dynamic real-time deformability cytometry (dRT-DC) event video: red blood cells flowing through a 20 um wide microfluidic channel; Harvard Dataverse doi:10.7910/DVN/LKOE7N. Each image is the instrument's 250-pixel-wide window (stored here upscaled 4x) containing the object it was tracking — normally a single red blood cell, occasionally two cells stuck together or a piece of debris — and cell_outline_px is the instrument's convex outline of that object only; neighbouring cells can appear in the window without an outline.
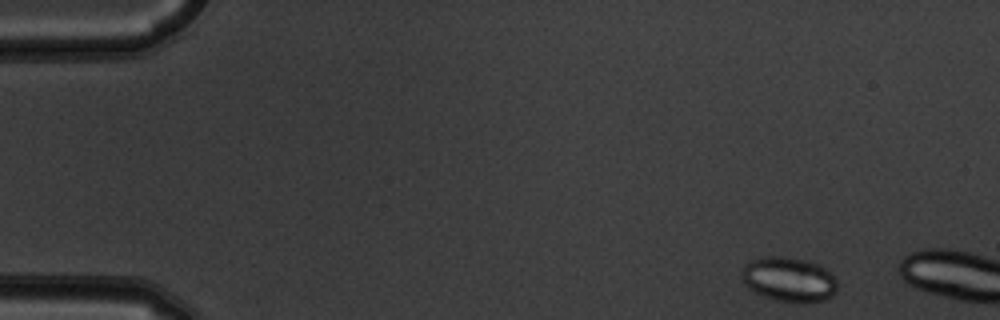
{"species": "common noctule bat (a hibernating species)", "species_latin": "Nyctalus noctula", "temperature_condition": "warm", "stored_images_in_passage": 3, "camera_frame_rate_fps": 3000, "um_per_image_px": 0.085, "animal": {"sex": "male", "body_mass_g": 19.5, "forearm_length_mm": 54.6}, "frame": {"image": 1, "passage_image": 1, "time_ms": 0.0, "image_size_px": [1000, 320], "cell_outline_px": [[836, 292], [832, 296], [824, 300], [776, 300], [764, 296], [748, 288], [744, 284], [740, 276], [740, 272], [744, 264], [752, 260], [768, 256], [780, 256], [804, 260], [816, 264], [824, 268], [836, 280]], "centroid_in_image_um": [66.99, 23.72], "position_along_channel_um": 18.0, "area_um2": 24.22}}